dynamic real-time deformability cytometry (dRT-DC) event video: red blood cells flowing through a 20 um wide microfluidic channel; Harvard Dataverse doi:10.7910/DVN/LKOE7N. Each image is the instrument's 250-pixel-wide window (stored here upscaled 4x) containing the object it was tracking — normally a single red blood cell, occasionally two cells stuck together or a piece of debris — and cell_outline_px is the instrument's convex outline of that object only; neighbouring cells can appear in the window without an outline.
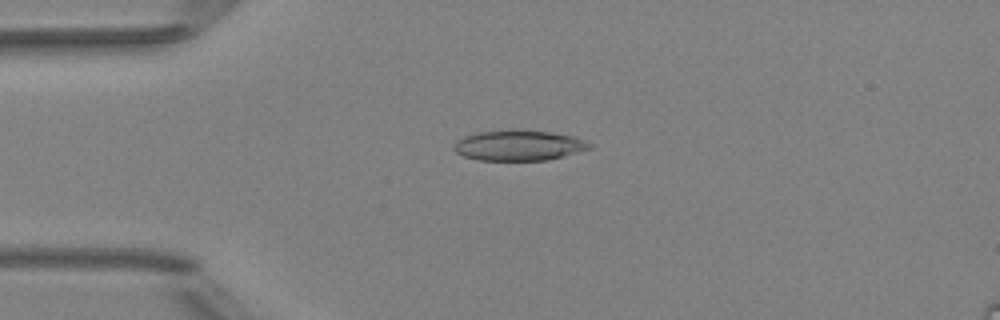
{"species": "Egyptian fruit bat (a non-hibernating species)", "species_latin": "Rousettus aegyptiacus", "temperature_condition": "room temperature", "stored_images_in_passage": 52, "camera_frame_rate_fps": 3000, "um_per_image_px": 0.085, "animal": {"sex": "female"}, "frame": {"image": 1, "passage_image": 13, "time_ms": 4.0, "image_size_px": [1000, 320], "cell_outline_px": [[592, 148], [548, 160], [476, 160], [464, 156], [456, 152], [452, 148], [456, 140], [464, 136], [476, 132], [552, 132], [572, 136], [584, 140], [592, 144]], "centroid_in_image_um": [44.08, 12.39], "position_along_channel_um": 40.9, "area_um2": 23.35}}
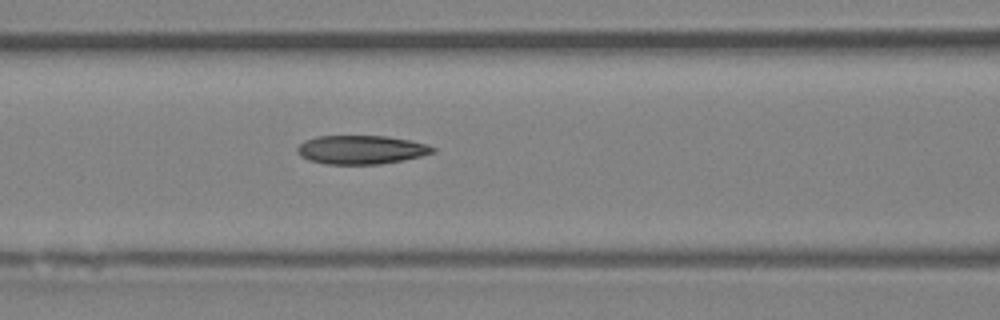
{"frame": {"image": 2, "passage_image": 22, "time_ms": 7.0, "image_size_px": [1000, 320], "cell_outline_px": [[436, 152], [404, 160], [380, 164], [328, 164], [308, 160], [300, 156], [296, 152], [296, 148], [304, 140], [316, 136], [384, 136], [408, 140], [428, 144], [436, 148]], "centroid_in_image_um": [30.68, 12.73], "position_along_channel_um": 135.9, "area_um2": 22.77}}
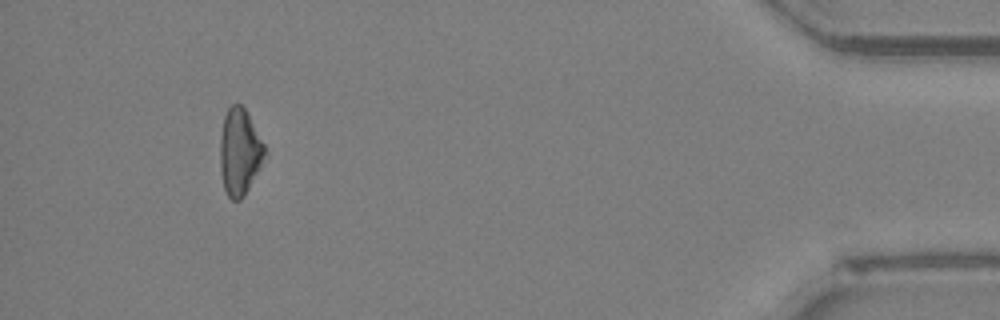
{"frame": {"image": 3, "passage_image": 48, "time_ms": 15.667, "image_size_px": [1000, 320], "cell_outline_px": [[268, 156], [244, 196], [240, 200], [232, 200], [228, 196], [224, 188], [220, 172], [220, 136], [224, 116], [228, 108], [232, 104], [240, 104], [244, 108], [264, 144], [268, 152]], "centroid_in_image_um": [20.39, 12.94], "position_along_channel_um": 414.8, "area_um2": 22.77}}